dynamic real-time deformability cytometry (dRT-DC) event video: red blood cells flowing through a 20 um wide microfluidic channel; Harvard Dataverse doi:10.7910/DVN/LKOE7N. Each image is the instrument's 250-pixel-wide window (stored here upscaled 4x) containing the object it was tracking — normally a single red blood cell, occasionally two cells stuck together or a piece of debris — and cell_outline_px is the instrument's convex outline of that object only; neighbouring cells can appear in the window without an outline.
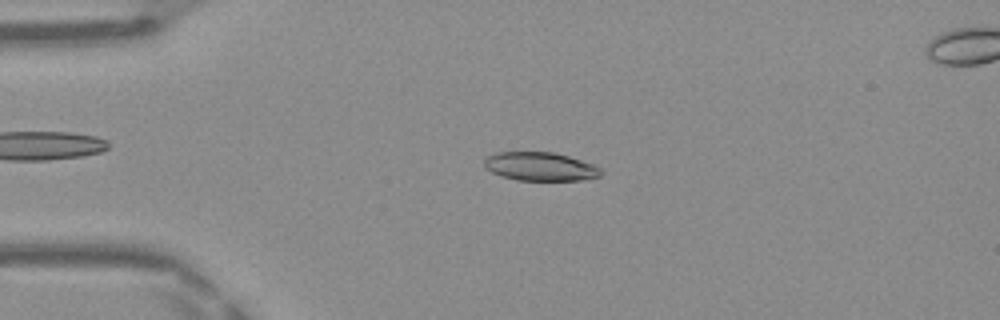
{"species": "Egyptian fruit bat (a non-hibernating species)", "species_latin": "Rousettus aegyptiacus", "temperature_condition": "warm", "stored_images_in_passage": 48, "camera_frame_rate_fps": 3000, "um_per_image_px": 0.085, "frame": {"image": 1, "passage_image": 11, "time_ms": 3.333, "image_size_px": [1000, 320], "cell_outline_px": [[604, 172], [600, 176], [584, 180], [516, 180], [500, 176], [484, 168], [484, 160], [488, 156], [496, 152], [552, 152], [568, 156], [592, 164], [600, 168]], "centroid_in_image_um": [45.91, 14.16], "position_along_channel_um": 39.1, "area_um2": 19.48}}
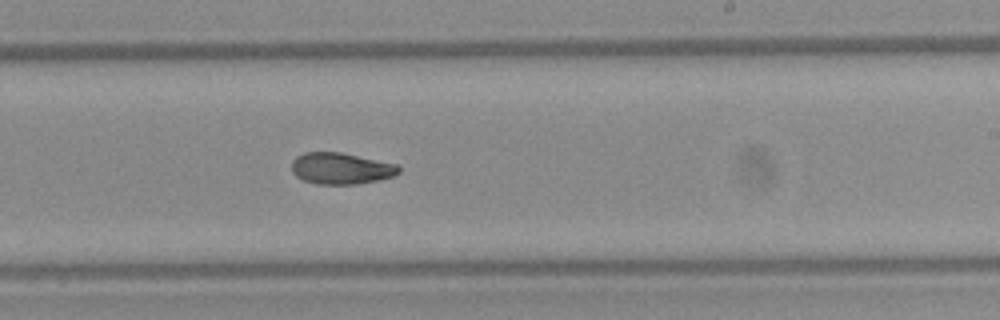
{"frame": {"image": 2, "passage_image": 29, "time_ms": 9.333, "image_size_px": [1000, 320], "cell_outline_px": [[400, 172], [392, 176], [376, 180], [356, 184], [316, 184], [304, 180], [296, 176], [292, 172], [292, 160], [296, 156], [304, 152], [340, 152], [396, 164], [400, 168]], "centroid_in_image_um": [28.94, 14.31], "position_along_channel_um": 260.1, "area_um2": 19.48}}
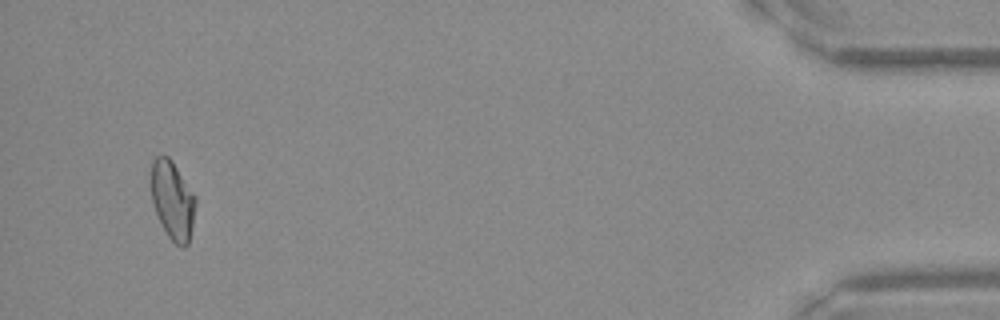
{"frame": {"image": 3, "passage_image": 46, "time_ms": 15.0, "image_size_px": [1000, 320], "cell_outline_px": [[196, 204], [188, 244], [184, 248], [176, 244], [168, 236], [156, 212], [152, 200], [152, 160], [156, 156], [168, 156], [172, 160], [196, 196]], "centroid_in_image_um": [14.69, 17.0], "position_along_channel_um": 420.5, "area_um2": 20.0}, "authors_computed_cell_mechanics": {"area_um2": 20.2878, "velocity_mm_per_s": 4.1857, "shape_relaxation_time_tau1_ms": 9.9511, "shape_relaxation_time_tau2_ms": 4.9647, "deformation_change_tau1": 0.2415, "deformation_change_tau2": 0.1073}}